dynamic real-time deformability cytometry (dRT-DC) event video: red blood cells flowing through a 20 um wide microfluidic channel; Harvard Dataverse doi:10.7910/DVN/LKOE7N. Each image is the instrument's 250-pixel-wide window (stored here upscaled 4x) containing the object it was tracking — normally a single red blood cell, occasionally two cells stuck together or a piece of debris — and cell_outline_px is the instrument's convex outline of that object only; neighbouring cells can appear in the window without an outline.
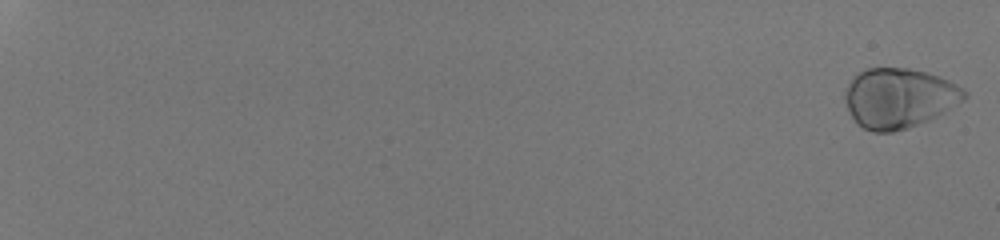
{"species": "human", "species_latin": "Homo sapiens", "temperature_condition": "room temperature", "stored_images_in_passage": 22, "camera_frame_rate_fps": 3000, "um_per_image_px": 0.085, "donor": {"sex": "male"}, "frame": {"image": 1, "passage_image": 1, "time_ms": 0.0, "image_size_px": [1000, 240], "cell_outline_px": [[968, 96], [964, 100], [944, 112], [928, 120], [908, 128], [892, 132], [872, 132], [864, 128], [852, 116], [844, 100], [844, 92], [852, 76], [868, 68], [908, 68], [924, 72], [948, 80], [956, 84], [968, 92]], "centroid_in_image_um": [76.41, 8.33], "position_along_channel_um": 8.6, "area_um2": 41.44}}